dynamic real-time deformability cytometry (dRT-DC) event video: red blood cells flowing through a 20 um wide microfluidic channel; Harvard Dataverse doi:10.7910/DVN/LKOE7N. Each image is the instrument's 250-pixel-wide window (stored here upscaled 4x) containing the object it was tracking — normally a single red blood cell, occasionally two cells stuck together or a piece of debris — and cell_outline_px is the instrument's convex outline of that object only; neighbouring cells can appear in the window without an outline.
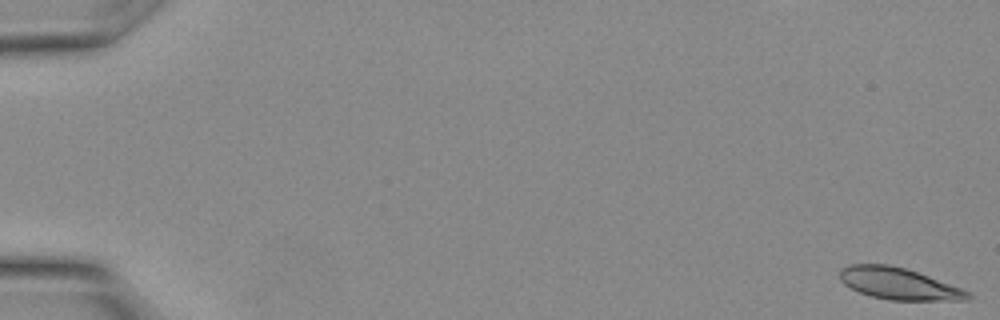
{"species": "Egyptian fruit bat (a non-hibernating species)", "species_latin": "Rousettus aegyptiacus", "temperature_condition": "warm", "stored_images_in_passage": 23, "camera_frame_rate_fps": 3000, "um_per_image_px": 0.085, "animal": {"sex": "female"}, "frame": {"image": 1, "passage_image": 1, "time_ms": 0.0, "image_size_px": [1000, 320], "cell_outline_px": [[972, 296], [968, 300], [888, 300], [872, 296], [860, 292], [844, 284], [840, 280], [840, 268], [848, 264], [888, 264], [904, 268], [928, 276], [960, 288], [968, 292]], "centroid_in_image_um": [76.35, 24.11], "position_along_channel_um": 8.7, "area_um2": 23.35}}
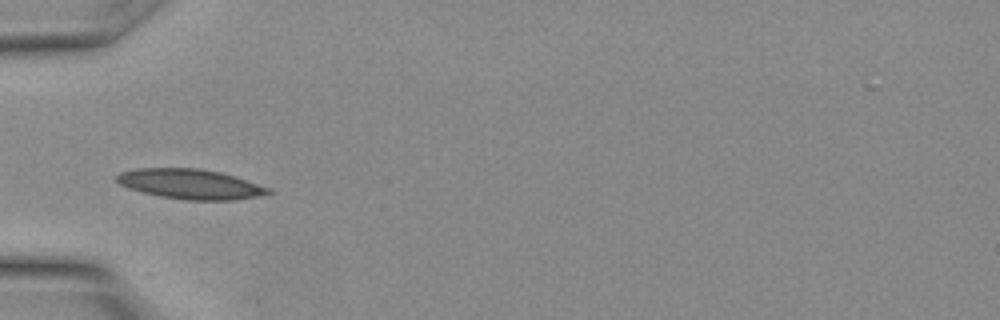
{"frame": {"image": 2, "passage_image": 11, "time_ms": 3.333, "image_size_px": [1000, 320], "cell_outline_px": [[272, 192], [260, 196], [236, 200], [184, 200], [160, 196], [128, 188], [120, 184], [116, 180], [116, 176], [120, 172], [136, 168], [200, 168], [220, 172], [236, 176], [272, 188]], "centroid_in_image_um": [16.22, 15.64], "position_along_channel_um": 68.8, "area_um2": 26.65}}
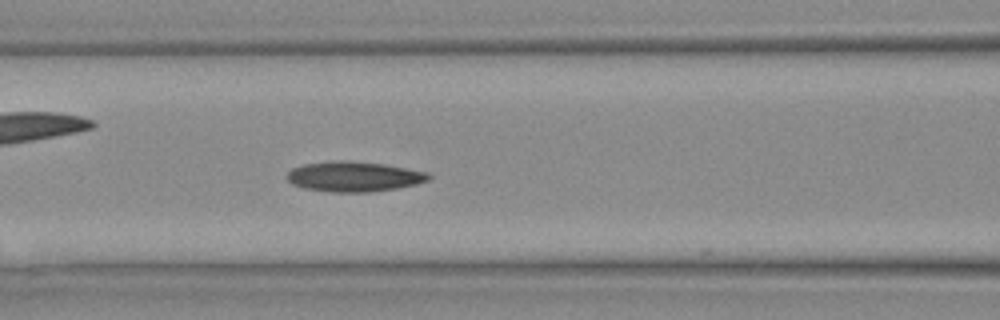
{"frame": {"image": 3, "passage_image": 14, "time_ms": 4.333, "image_size_px": [1000, 320], "cell_outline_px": [[432, 176], [428, 180], [416, 184], [396, 188], [368, 192], [332, 192], [304, 188], [292, 184], [284, 176], [292, 168], [304, 164], [332, 160], [348, 160], [384, 164], [428, 172]], "centroid_in_image_um": [30.06, 15.0], "position_along_channel_um": 136.5, "area_um2": 24.97}}